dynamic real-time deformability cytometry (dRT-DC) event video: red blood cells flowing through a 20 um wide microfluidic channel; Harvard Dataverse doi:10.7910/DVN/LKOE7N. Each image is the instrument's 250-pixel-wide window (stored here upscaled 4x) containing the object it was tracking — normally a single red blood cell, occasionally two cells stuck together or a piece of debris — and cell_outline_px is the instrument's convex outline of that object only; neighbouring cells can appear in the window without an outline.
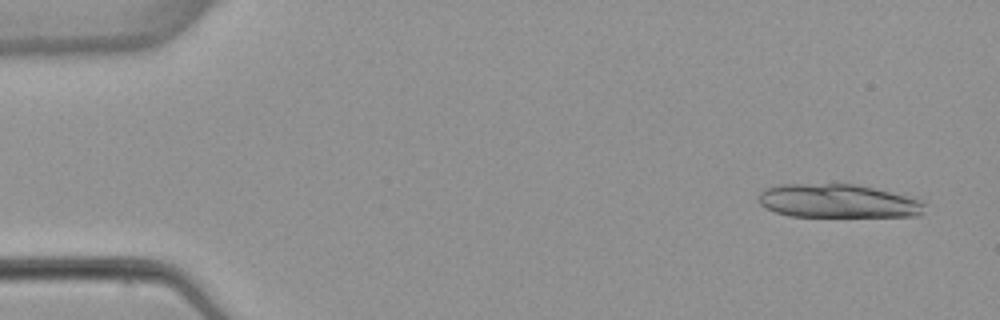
{"species": "common noctule bat (a hibernating species)", "species_latin": "Nyctalus noctula", "temperature_condition": "warm", "stored_images_in_passage": 3, "camera_frame_rate_fps": 3000, "um_per_image_px": 0.085, "animal": {"sex": "female", "body_mass_g": 22.7, "forearm_length_mm": 54.2}, "frame": {"image": 1, "passage_image": 1, "time_ms": 0.0, "image_size_px": [1000, 320], "cell_outline_px": [[924, 212], [920, 216], [788, 216], [764, 208], [760, 204], [756, 196], [764, 188], [780, 184], [856, 184], [908, 196], [924, 200]], "centroid_in_image_um": [71.19, 17.09], "position_along_channel_um": 13.8, "area_um2": 32.77}}